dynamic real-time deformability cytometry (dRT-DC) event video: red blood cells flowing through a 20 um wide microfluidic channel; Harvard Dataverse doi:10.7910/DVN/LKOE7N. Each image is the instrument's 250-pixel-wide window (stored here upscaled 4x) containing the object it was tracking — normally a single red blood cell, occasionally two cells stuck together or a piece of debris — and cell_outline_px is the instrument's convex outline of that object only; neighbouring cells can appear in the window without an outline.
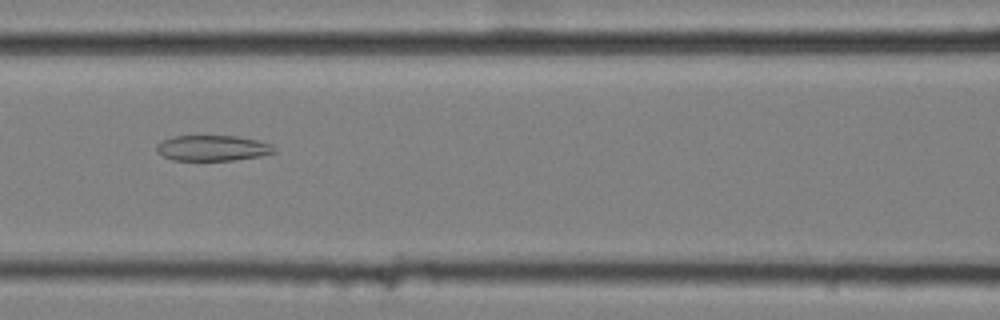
{"species": "common noctule bat (a hibernating species)", "species_latin": "Nyctalus noctula", "temperature_condition": "cold", "stored_images_in_passage": 8, "camera_frame_rate_fps": 3000, "um_per_image_px": 0.085, "animal": {"sex": "female", "body_mass_g": 25.1}, "frame": {"image": 1, "passage_image": 7, "time_ms": 2.0, "image_size_px": [1000, 320], "cell_outline_px": [[276, 152], [260, 156], [232, 160], [172, 160], [164, 156], [156, 148], [156, 144], [172, 136], [240, 136], [272, 144], [276, 148]], "centroid_in_image_um": [18.11, 12.58], "position_along_channel_um": 148.5, "area_um2": 17.46}}
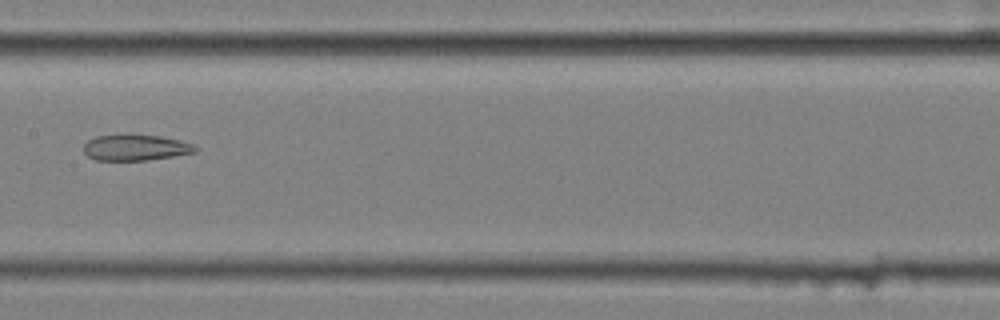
{"frame": {"image": 2, "passage_image": 8, "time_ms": 2.333, "image_size_px": [1000, 320], "cell_outline_px": [[200, 148], [196, 152], [148, 160], [96, 160], [88, 156], [84, 152], [84, 144], [88, 140], [96, 136], [124, 132], [128, 132], [160, 136], [180, 140], [192, 144]], "centroid_in_image_um": [11.51, 12.5], "position_along_channel_um": 195.9, "area_um2": 17.46}}